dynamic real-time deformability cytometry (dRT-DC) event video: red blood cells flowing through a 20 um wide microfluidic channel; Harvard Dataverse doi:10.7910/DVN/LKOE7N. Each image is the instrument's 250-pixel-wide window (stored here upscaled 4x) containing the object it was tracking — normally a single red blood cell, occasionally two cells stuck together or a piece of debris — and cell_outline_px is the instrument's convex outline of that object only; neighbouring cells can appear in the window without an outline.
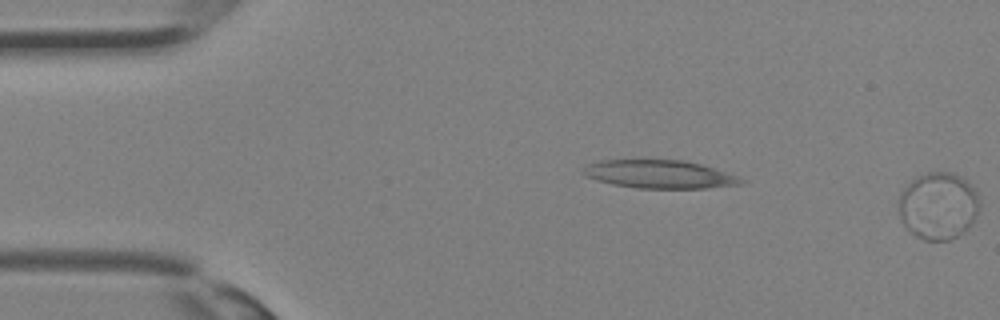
{"species": "Egyptian fruit bat (a non-hibernating species)", "species_latin": "Rousettus aegyptiacus", "temperature_condition": "room temperature", "stored_images_in_passage": 6, "segment_of_instrument_passage": [2, 2], "camera_frame_rate_fps": 3000, "um_per_image_px": 0.085, "animal": {"sex": "female"}, "frame": {"image": 1, "passage_image": 6, "time_ms": 1.667, "image_size_px": [1000, 320], "cell_outline_px": [[980, 204], [972, 220], [964, 232], [948, 240], [924, 240], [916, 236], [904, 224], [896, 208], [900, 192], [912, 180], [928, 172], [952, 172], [960, 176], [976, 192], [980, 200]], "centroid_in_image_um": [79.71, 17.49], "position_along_channel_um": 5.3, "area_um2": 31.33}}